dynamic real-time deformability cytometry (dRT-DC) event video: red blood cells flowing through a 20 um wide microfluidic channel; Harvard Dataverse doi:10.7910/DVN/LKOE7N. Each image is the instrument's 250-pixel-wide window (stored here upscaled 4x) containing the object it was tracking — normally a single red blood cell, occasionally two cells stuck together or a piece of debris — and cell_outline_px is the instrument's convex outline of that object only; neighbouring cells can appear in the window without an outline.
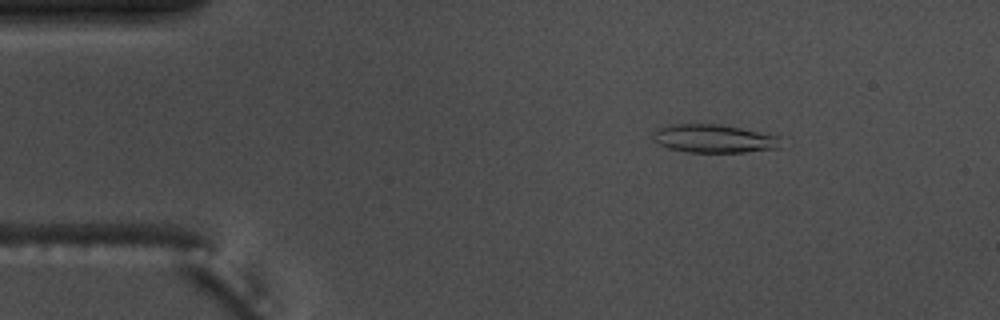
{"species": "common noctule bat (a hibernating species)", "species_latin": "Nyctalus noctula", "temperature_condition": "warm", "stored_images_in_passage": 54, "camera_frame_rate_fps": 3000, "um_per_image_px": 0.085, "animal": {"sex": "male", "body_mass_g": 17.5, "forearm_length_mm": 52.3}, "frame": {"image": 1, "passage_image": 8, "time_ms": 2.333, "image_size_px": [1000, 320], "cell_outline_px": [[780, 148], [744, 152], [688, 152], [668, 148], [652, 140], [652, 132], [660, 128], [672, 124], [720, 124], [780, 136]], "centroid_in_image_um": [60.67, 11.78], "position_along_channel_um": 24.3, "area_um2": 21.04}}
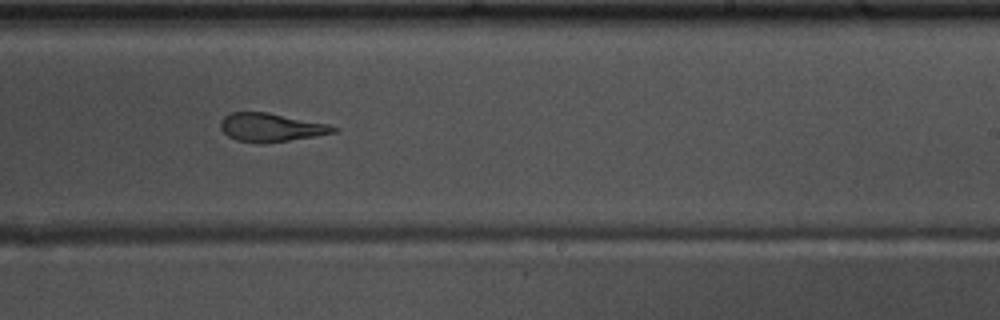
{"frame": {"image": 2, "passage_image": 33, "time_ms": 10.667, "image_size_px": [1000, 320], "cell_outline_px": [[340, 128], [336, 132], [316, 136], [264, 144], [256, 144], [236, 140], [228, 136], [220, 128], [220, 120], [224, 116], [232, 112], [268, 112], [328, 124]], "centroid_in_image_um": [23.02, 10.84], "position_along_channel_um": 266.0, "area_um2": 18.96}}
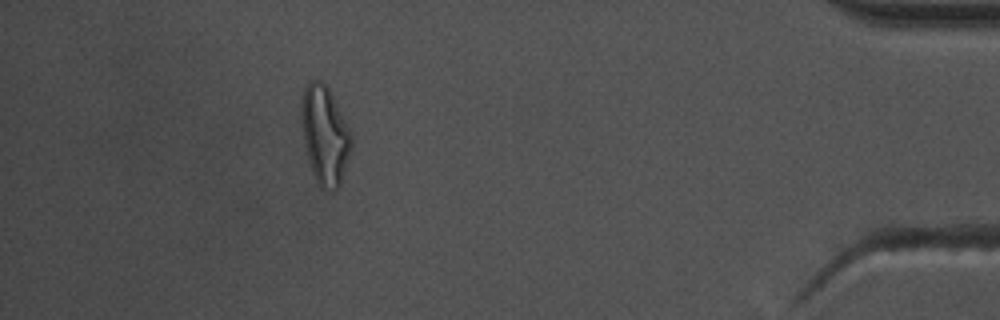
{"frame": {"image": 3, "passage_image": 49, "time_ms": 16.0, "image_size_px": [1000, 320], "cell_outline_px": [[352, 148], [340, 188], [336, 192], [332, 192], [320, 188], [312, 172], [308, 160], [304, 144], [300, 116], [300, 100], [304, 88], [312, 80], [320, 80], [332, 92], [352, 132]], "centroid_in_image_um": [27.62, 11.52], "position_along_channel_um": 407.6, "area_um2": 29.59}, "authors_computed_cell_mechanics": {"area_um2": 20.0566, "velocity_mm_per_s": 3.7138, "shape_relaxation_time_tau1_ms": 9.0619, "shape_relaxation_time_tau2_ms": 1.8568, "deformation_change_tau1": 0.2499, "deformation_change_tau2": 0.1072}}